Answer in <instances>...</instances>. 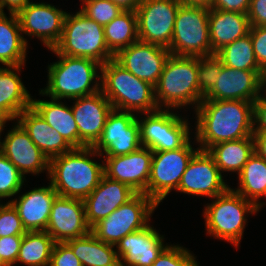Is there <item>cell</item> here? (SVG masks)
I'll return each mask as SVG.
<instances>
[{
    "label": "cell",
    "mask_w": 266,
    "mask_h": 266,
    "mask_svg": "<svg viewBox=\"0 0 266 266\" xmlns=\"http://www.w3.org/2000/svg\"><path fill=\"white\" fill-rule=\"evenodd\" d=\"M193 111L196 118L193 137L200 150L253 135V102L202 100Z\"/></svg>",
    "instance_id": "6da1fadb"
},
{
    "label": "cell",
    "mask_w": 266,
    "mask_h": 266,
    "mask_svg": "<svg viewBox=\"0 0 266 266\" xmlns=\"http://www.w3.org/2000/svg\"><path fill=\"white\" fill-rule=\"evenodd\" d=\"M97 157L102 160L95 161ZM103 176V157L93 147H83L51 158L47 178L58 196L84 200Z\"/></svg>",
    "instance_id": "7a4b0ae2"
},
{
    "label": "cell",
    "mask_w": 266,
    "mask_h": 266,
    "mask_svg": "<svg viewBox=\"0 0 266 266\" xmlns=\"http://www.w3.org/2000/svg\"><path fill=\"white\" fill-rule=\"evenodd\" d=\"M56 62L48 63L47 86L39 90L41 96L72 101L100 91L101 64L83 57L60 55L54 49Z\"/></svg>",
    "instance_id": "3957f363"
},
{
    "label": "cell",
    "mask_w": 266,
    "mask_h": 266,
    "mask_svg": "<svg viewBox=\"0 0 266 266\" xmlns=\"http://www.w3.org/2000/svg\"><path fill=\"white\" fill-rule=\"evenodd\" d=\"M198 57L170 54L158 83L155 100L159 109H196L203 100L197 81Z\"/></svg>",
    "instance_id": "277c9868"
},
{
    "label": "cell",
    "mask_w": 266,
    "mask_h": 266,
    "mask_svg": "<svg viewBox=\"0 0 266 266\" xmlns=\"http://www.w3.org/2000/svg\"><path fill=\"white\" fill-rule=\"evenodd\" d=\"M100 90L115 110L135 114L159 110L155 87L130 73L115 59L101 65Z\"/></svg>",
    "instance_id": "5b68a950"
},
{
    "label": "cell",
    "mask_w": 266,
    "mask_h": 266,
    "mask_svg": "<svg viewBox=\"0 0 266 266\" xmlns=\"http://www.w3.org/2000/svg\"><path fill=\"white\" fill-rule=\"evenodd\" d=\"M209 200L211 202L204 205L202 212L206 234L215 239L224 240L238 249L248 217L257 215L259 208L231 187L223 194Z\"/></svg>",
    "instance_id": "8992f818"
},
{
    "label": "cell",
    "mask_w": 266,
    "mask_h": 266,
    "mask_svg": "<svg viewBox=\"0 0 266 266\" xmlns=\"http://www.w3.org/2000/svg\"><path fill=\"white\" fill-rule=\"evenodd\" d=\"M53 49L60 55L89 58L101 65L115 56L108 49L103 26L80 10L75 14L67 11L61 39Z\"/></svg>",
    "instance_id": "52a82bcc"
},
{
    "label": "cell",
    "mask_w": 266,
    "mask_h": 266,
    "mask_svg": "<svg viewBox=\"0 0 266 266\" xmlns=\"http://www.w3.org/2000/svg\"><path fill=\"white\" fill-rule=\"evenodd\" d=\"M179 113L176 110L159 109L137 114L142 147L153 152L170 151L183 147L190 139L193 140L191 137L194 128L191 127L189 118Z\"/></svg>",
    "instance_id": "ba28073f"
},
{
    "label": "cell",
    "mask_w": 266,
    "mask_h": 266,
    "mask_svg": "<svg viewBox=\"0 0 266 266\" xmlns=\"http://www.w3.org/2000/svg\"><path fill=\"white\" fill-rule=\"evenodd\" d=\"M157 207L150 197L144 193H137L127 203L96 223L91 228V233L98 240L116 246L129 233L148 226Z\"/></svg>",
    "instance_id": "9c48e42d"
},
{
    "label": "cell",
    "mask_w": 266,
    "mask_h": 266,
    "mask_svg": "<svg viewBox=\"0 0 266 266\" xmlns=\"http://www.w3.org/2000/svg\"><path fill=\"white\" fill-rule=\"evenodd\" d=\"M168 49L178 56H210L209 9L180 4Z\"/></svg>",
    "instance_id": "30bf717a"
},
{
    "label": "cell",
    "mask_w": 266,
    "mask_h": 266,
    "mask_svg": "<svg viewBox=\"0 0 266 266\" xmlns=\"http://www.w3.org/2000/svg\"><path fill=\"white\" fill-rule=\"evenodd\" d=\"M191 142L190 139L183 147L176 150L153 152L148 187L144 194L158 206L172 190L178 189L189 161L199 150V147H193L195 138Z\"/></svg>",
    "instance_id": "8fae6325"
},
{
    "label": "cell",
    "mask_w": 266,
    "mask_h": 266,
    "mask_svg": "<svg viewBox=\"0 0 266 266\" xmlns=\"http://www.w3.org/2000/svg\"><path fill=\"white\" fill-rule=\"evenodd\" d=\"M179 6L177 0H142L135 10L139 41L169 48Z\"/></svg>",
    "instance_id": "7c38bea8"
},
{
    "label": "cell",
    "mask_w": 266,
    "mask_h": 266,
    "mask_svg": "<svg viewBox=\"0 0 266 266\" xmlns=\"http://www.w3.org/2000/svg\"><path fill=\"white\" fill-rule=\"evenodd\" d=\"M67 12L53 4L33 2L19 11L18 17L23 38L29 45L26 36L37 38L47 50L53 49L61 39L64 19ZM25 35V36H24ZM32 37V38H31Z\"/></svg>",
    "instance_id": "4fadbf2b"
},
{
    "label": "cell",
    "mask_w": 266,
    "mask_h": 266,
    "mask_svg": "<svg viewBox=\"0 0 266 266\" xmlns=\"http://www.w3.org/2000/svg\"><path fill=\"white\" fill-rule=\"evenodd\" d=\"M140 147V124L137 114L113 109L102 135L93 148L102 157H113L135 152Z\"/></svg>",
    "instance_id": "5bb4252c"
},
{
    "label": "cell",
    "mask_w": 266,
    "mask_h": 266,
    "mask_svg": "<svg viewBox=\"0 0 266 266\" xmlns=\"http://www.w3.org/2000/svg\"><path fill=\"white\" fill-rule=\"evenodd\" d=\"M223 175L214 158L207 151L199 149L189 161L176 193L212 199L230 188Z\"/></svg>",
    "instance_id": "9a60e30c"
},
{
    "label": "cell",
    "mask_w": 266,
    "mask_h": 266,
    "mask_svg": "<svg viewBox=\"0 0 266 266\" xmlns=\"http://www.w3.org/2000/svg\"><path fill=\"white\" fill-rule=\"evenodd\" d=\"M13 125L9 128L10 130H7L3 140L0 138V152L16 166L24 177H27L28 173L39 176L45 171L47 177L50 160L34 144L29 134L16 120Z\"/></svg>",
    "instance_id": "2e32d148"
},
{
    "label": "cell",
    "mask_w": 266,
    "mask_h": 266,
    "mask_svg": "<svg viewBox=\"0 0 266 266\" xmlns=\"http://www.w3.org/2000/svg\"><path fill=\"white\" fill-rule=\"evenodd\" d=\"M72 100L71 109L78 126V148L93 147L114 108L101 90Z\"/></svg>",
    "instance_id": "e0dca14e"
},
{
    "label": "cell",
    "mask_w": 266,
    "mask_h": 266,
    "mask_svg": "<svg viewBox=\"0 0 266 266\" xmlns=\"http://www.w3.org/2000/svg\"><path fill=\"white\" fill-rule=\"evenodd\" d=\"M169 55L168 48L138 40L121 49L114 59L130 73L155 87Z\"/></svg>",
    "instance_id": "ac0fdd59"
},
{
    "label": "cell",
    "mask_w": 266,
    "mask_h": 266,
    "mask_svg": "<svg viewBox=\"0 0 266 266\" xmlns=\"http://www.w3.org/2000/svg\"><path fill=\"white\" fill-rule=\"evenodd\" d=\"M263 71L234 69L223 64L214 87L203 100H245L254 102L263 92Z\"/></svg>",
    "instance_id": "d6986e66"
},
{
    "label": "cell",
    "mask_w": 266,
    "mask_h": 266,
    "mask_svg": "<svg viewBox=\"0 0 266 266\" xmlns=\"http://www.w3.org/2000/svg\"><path fill=\"white\" fill-rule=\"evenodd\" d=\"M153 151L140 147L126 155L103 157L104 175L131 187L137 193H145L148 187Z\"/></svg>",
    "instance_id": "ffe728a7"
},
{
    "label": "cell",
    "mask_w": 266,
    "mask_h": 266,
    "mask_svg": "<svg viewBox=\"0 0 266 266\" xmlns=\"http://www.w3.org/2000/svg\"><path fill=\"white\" fill-rule=\"evenodd\" d=\"M46 232L55 242L81 238L91 232L83 200L57 196L52 204Z\"/></svg>",
    "instance_id": "44dd1931"
},
{
    "label": "cell",
    "mask_w": 266,
    "mask_h": 266,
    "mask_svg": "<svg viewBox=\"0 0 266 266\" xmlns=\"http://www.w3.org/2000/svg\"><path fill=\"white\" fill-rule=\"evenodd\" d=\"M153 225L129 233L115 246L121 266H152L169 245Z\"/></svg>",
    "instance_id": "7402d4cb"
},
{
    "label": "cell",
    "mask_w": 266,
    "mask_h": 266,
    "mask_svg": "<svg viewBox=\"0 0 266 266\" xmlns=\"http://www.w3.org/2000/svg\"><path fill=\"white\" fill-rule=\"evenodd\" d=\"M136 194L128 185L104 175L98 186L83 200L88 226L92 228Z\"/></svg>",
    "instance_id": "603a6c76"
},
{
    "label": "cell",
    "mask_w": 266,
    "mask_h": 266,
    "mask_svg": "<svg viewBox=\"0 0 266 266\" xmlns=\"http://www.w3.org/2000/svg\"><path fill=\"white\" fill-rule=\"evenodd\" d=\"M14 197L10 202L17 209L26 232L46 231L52 204L58 193L49 182L47 186L34 187Z\"/></svg>",
    "instance_id": "cb8c5ba5"
},
{
    "label": "cell",
    "mask_w": 266,
    "mask_h": 266,
    "mask_svg": "<svg viewBox=\"0 0 266 266\" xmlns=\"http://www.w3.org/2000/svg\"><path fill=\"white\" fill-rule=\"evenodd\" d=\"M16 121L49 160L74 149L32 106L23 110Z\"/></svg>",
    "instance_id": "d4e9b609"
},
{
    "label": "cell",
    "mask_w": 266,
    "mask_h": 266,
    "mask_svg": "<svg viewBox=\"0 0 266 266\" xmlns=\"http://www.w3.org/2000/svg\"><path fill=\"white\" fill-rule=\"evenodd\" d=\"M21 66L0 65V111L10 120L15 121L18 115L32 105L31 94L20 78Z\"/></svg>",
    "instance_id": "484cf974"
},
{
    "label": "cell",
    "mask_w": 266,
    "mask_h": 266,
    "mask_svg": "<svg viewBox=\"0 0 266 266\" xmlns=\"http://www.w3.org/2000/svg\"><path fill=\"white\" fill-rule=\"evenodd\" d=\"M250 22L247 14L209 9V38L211 55L222 47L249 34Z\"/></svg>",
    "instance_id": "4316f807"
},
{
    "label": "cell",
    "mask_w": 266,
    "mask_h": 266,
    "mask_svg": "<svg viewBox=\"0 0 266 266\" xmlns=\"http://www.w3.org/2000/svg\"><path fill=\"white\" fill-rule=\"evenodd\" d=\"M60 99L32 98V107L73 147L78 148V126L71 106Z\"/></svg>",
    "instance_id": "83f0119b"
},
{
    "label": "cell",
    "mask_w": 266,
    "mask_h": 266,
    "mask_svg": "<svg viewBox=\"0 0 266 266\" xmlns=\"http://www.w3.org/2000/svg\"><path fill=\"white\" fill-rule=\"evenodd\" d=\"M28 45L25 42L18 17L14 13H0V64L26 65Z\"/></svg>",
    "instance_id": "f1b7e54d"
},
{
    "label": "cell",
    "mask_w": 266,
    "mask_h": 266,
    "mask_svg": "<svg viewBox=\"0 0 266 266\" xmlns=\"http://www.w3.org/2000/svg\"><path fill=\"white\" fill-rule=\"evenodd\" d=\"M207 152L214 158L221 173L231 172L237 175L254 152L253 136L224 141L211 146Z\"/></svg>",
    "instance_id": "f546056e"
},
{
    "label": "cell",
    "mask_w": 266,
    "mask_h": 266,
    "mask_svg": "<svg viewBox=\"0 0 266 266\" xmlns=\"http://www.w3.org/2000/svg\"><path fill=\"white\" fill-rule=\"evenodd\" d=\"M65 243L72 249L82 266H120L115 246L98 240L91 232Z\"/></svg>",
    "instance_id": "4dcf8cb0"
},
{
    "label": "cell",
    "mask_w": 266,
    "mask_h": 266,
    "mask_svg": "<svg viewBox=\"0 0 266 266\" xmlns=\"http://www.w3.org/2000/svg\"><path fill=\"white\" fill-rule=\"evenodd\" d=\"M237 177L238 188L231 189L259 208L266 199V160L254 153Z\"/></svg>",
    "instance_id": "1f68e13d"
},
{
    "label": "cell",
    "mask_w": 266,
    "mask_h": 266,
    "mask_svg": "<svg viewBox=\"0 0 266 266\" xmlns=\"http://www.w3.org/2000/svg\"><path fill=\"white\" fill-rule=\"evenodd\" d=\"M54 239L46 231L26 232L23 235L16 264L49 266Z\"/></svg>",
    "instance_id": "d6a6232c"
},
{
    "label": "cell",
    "mask_w": 266,
    "mask_h": 266,
    "mask_svg": "<svg viewBox=\"0 0 266 266\" xmlns=\"http://www.w3.org/2000/svg\"><path fill=\"white\" fill-rule=\"evenodd\" d=\"M103 28L108 49L114 55L139 40L135 10H124Z\"/></svg>",
    "instance_id": "836d02e7"
},
{
    "label": "cell",
    "mask_w": 266,
    "mask_h": 266,
    "mask_svg": "<svg viewBox=\"0 0 266 266\" xmlns=\"http://www.w3.org/2000/svg\"><path fill=\"white\" fill-rule=\"evenodd\" d=\"M215 55L227 67L248 71H264L257 63L250 34L225 45Z\"/></svg>",
    "instance_id": "e575fe53"
},
{
    "label": "cell",
    "mask_w": 266,
    "mask_h": 266,
    "mask_svg": "<svg viewBox=\"0 0 266 266\" xmlns=\"http://www.w3.org/2000/svg\"><path fill=\"white\" fill-rule=\"evenodd\" d=\"M26 178L11 161L0 152V197L10 202L25 185Z\"/></svg>",
    "instance_id": "d590c367"
},
{
    "label": "cell",
    "mask_w": 266,
    "mask_h": 266,
    "mask_svg": "<svg viewBox=\"0 0 266 266\" xmlns=\"http://www.w3.org/2000/svg\"><path fill=\"white\" fill-rule=\"evenodd\" d=\"M82 3L81 12L89 19L96 21L98 24L105 26L115 17L120 15L124 10L113 3L111 0H80Z\"/></svg>",
    "instance_id": "8d00e7d4"
},
{
    "label": "cell",
    "mask_w": 266,
    "mask_h": 266,
    "mask_svg": "<svg viewBox=\"0 0 266 266\" xmlns=\"http://www.w3.org/2000/svg\"><path fill=\"white\" fill-rule=\"evenodd\" d=\"M222 69L223 63L215 54L198 57L197 81L199 91L203 96H205L214 87Z\"/></svg>",
    "instance_id": "74e56055"
},
{
    "label": "cell",
    "mask_w": 266,
    "mask_h": 266,
    "mask_svg": "<svg viewBox=\"0 0 266 266\" xmlns=\"http://www.w3.org/2000/svg\"><path fill=\"white\" fill-rule=\"evenodd\" d=\"M197 256L180 244H169L153 262L152 266H199Z\"/></svg>",
    "instance_id": "f35d334b"
},
{
    "label": "cell",
    "mask_w": 266,
    "mask_h": 266,
    "mask_svg": "<svg viewBox=\"0 0 266 266\" xmlns=\"http://www.w3.org/2000/svg\"><path fill=\"white\" fill-rule=\"evenodd\" d=\"M24 229L17 209L7 202L0 210V237L24 235Z\"/></svg>",
    "instance_id": "ab89813d"
},
{
    "label": "cell",
    "mask_w": 266,
    "mask_h": 266,
    "mask_svg": "<svg viewBox=\"0 0 266 266\" xmlns=\"http://www.w3.org/2000/svg\"><path fill=\"white\" fill-rule=\"evenodd\" d=\"M23 235L0 237V266H14Z\"/></svg>",
    "instance_id": "60d3db41"
},
{
    "label": "cell",
    "mask_w": 266,
    "mask_h": 266,
    "mask_svg": "<svg viewBox=\"0 0 266 266\" xmlns=\"http://www.w3.org/2000/svg\"><path fill=\"white\" fill-rule=\"evenodd\" d=\"M49 266H82V264L65 242H55Z\"/></svg>",
    "instance_id": "b9f144b4"
},
{
    "label": "cell",
    "mask_w": 266,
    "mask_h": 266,
    "mask_svg": "<svg viewBox=\"0 0 266 266\" xmlns=\"http://www.w3.org/2000/svg\"><path fill=\"white\" fill-rule=\"evenodd\" d=\"M258 65L266 69V26H251L249 30Z\"/></svg>",
    "instance_id": "7bdbcfd3"
},
{
    "label": "cell",
    "mask_w": 266,
    "mask_h": 266,
    "mask_svg": "<svg viewBox=\"0 0 266 266\" xmlns=\"http://www.w3.org/2000/svg\"><path fill=\"white\" fill-rule=\"evenodd\" d=\"M253 131L266 132V93L253 102Z\"/></svg>",
    "instance_id": "ee69618b"
},
{
    "label": "cell",
    "mask_w": 266,
    "mask_h": 266,
    "mask_svg": "<svg viewBox=\"0 0 266 266\" xmlns=\"http://www.w3.org/2000/svg\"><path fill=\"white\" fill-rule=\"evenodd\" d=\"M247 16L250 26H266V0H251Z\"/></svg>",
    "instance_id": "f6af8a7d"
},
{
    "label": "cell",
    "mask_w": 266,
    "mask_h": 266,
    "mask_svg": "<svg viewBox=\"0 0 266 266\" xmlns=\"http://www.w3.org/2000/svg\"><path fill=\"white\" fill-rule=\"evenodd\" d=\"M251 0H212L211 9L247 14Z\"/></svg>",
    "instance_id": "bcb514c9"
},
{
    "label": "cell",
    "mask_w": 266,
    "mask_h": 266,
    "mask_svg": "<svg viewBox=\"0 0 266 266\" xmlns=\"http://www.w3.org/2000/svg\"><path fill=\"white\" fill-rule=\"evenodd\" d=\"M31 0H0V13H5L4 8L9 13L17 14L24 9Z\"/></svg>",
    "instance_id": "7dc6e473"
},
{
    "label": "cell",
    "mask_w": 266,
    "mask_h": 266,
    "mask_svg": "<svg viewBox=\"0 0 266 266\" xmlns=\"http://www.w3.org/2000/svg\"><path fill=\"white\" fill-rule=\"evenodd\" d=\"M254 152L266 160V132H253Z\"/></svg>",
    "instance_id": "c3c4849f"
},
{
    "label": "cell",
    "mask_w": 266,
    "mask_h": 266,
    "mask_svg": "<svg viewBox=\"0 0 266 266\" xmlns=\"http://www.w3.org/2000/svg\"><path fill=\"white\" fill-rule=\"evenodd\" d=\"M181 5L192 7L211 8L212 0H177Z\"/></svg>",
    "instance_id": "681fc988"
},
{
    "label": "cell",
    "mask_w": 266,
    "mask_h": 266,
    "mask_svg": "<svg viewBox=\"0 0 266 266\" xmlns=\"http://www.w3.org/2000/svg\"><path fill=\"white\" fill-rule=\"evenodd\" d=\"M123 10H136L142 0H111Z\"/></svg>",
    "instance_id": "f907efd6"
},
{
    "label": "cell",
    "mask_w": 266,
    "mask_h": 266,
    "mask_svg": "<svg viewBox=\"0 0 266 266\" xmlns=\"http://www.w3.org/2000/svg\"><path fill=\"white\" fill-rule=\"evenodd\" d=\"M11 120L0 111V138L3 136L4 129L6 127V123L10 122ZM2 135V136H1Z\"/></svg>",
    "instance_id": "816d5d0a"
},
{
    "label": "cell",
    "mask_w": 266,
    "mask_h": 266,
    "mask_svg": "<svg viewBox=\"0 0 266 266\" xmlns=\"http://www.w3.org/2000/svg\"><path fill=\"white\" fill-rule=\"evenodd\" d=\"M262 80H263V83H266V69L263 71Z\"/></svg>",
    "instance_id": "f5cc1de1"
},
{
    "label": "cell",
    "mask_w": 266,
    "mask_h": 266,
    "mask_svg": "<svg viewBox=\"0 0 266 266\" xmlns=\"http://www.w3.org/2000/svg\"><path fill=\"white\" fill-rule=\"evenodd\" d=\"M3 198L2 197H0V210H1V208L6 204L5 202L3 203V200H2ZM2 200V201H1Z\"/></svg>",
    "instance_id": "db71d44e"
},
{
    "label": "cell",
    "mask_w": 266,
    "mask_h": 266,
    "mask_svg": "<svg viewBox=\"0 0 266 266\" xmlns=\"http://www.w3.org/2000/svg\"><path fill=\"white\" fill-rule=\"evenodd\" d=\"M266 206V202H263L262 204H261V206L259 207V211H261V209L263 208V206Z\"/></svg>",
    "instance_id": "11a10c76"
},
{
    "label": "cell",
    "mask_w": 266,
    "mask_h": 266,
    "mask_svg": "<svg viewBox=\"0 0 266 266\" xmlns=\"http://www.w3.org/2000/svg\"><path fill=\"white\" fill-rule=\"evenodd\" d=\"M264 92L266 93V83H264Z\"/></svg>",
    "instance_id": "9f6ffc18"
}]
</instances>
